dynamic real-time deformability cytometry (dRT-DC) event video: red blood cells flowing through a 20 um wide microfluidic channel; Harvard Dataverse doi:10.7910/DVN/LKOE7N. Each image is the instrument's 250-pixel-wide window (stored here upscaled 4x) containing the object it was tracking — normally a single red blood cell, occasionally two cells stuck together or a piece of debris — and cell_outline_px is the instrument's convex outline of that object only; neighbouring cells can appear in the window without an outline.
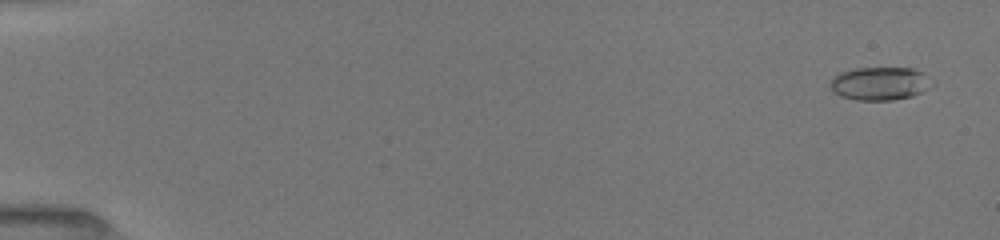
{"species": "common noctule bat (a hibernating species)", "species_latin": "Nyctalus noctula", "temperature_condition": "room temperature", "stored_images_in_passage": 53, "camera_frame_rate_fps": 3000, "um_per_image_px": 0.085, "animal": {"sex": "female", "body_mass_g": 19.5, "forearm_length_mm": 54.1}, "frame": {"image": 1, "passage_image": 3, "time_ms": 0.667, "image_size_px": [1000, 240], "cell_outline_px": [[928, 88], [912, 96], [892, 100], [856, 100], [840, 96], [832, 88], [832, 76], [840, 72], [856, 68], [912, 68], [920, 72], [928, 84]], "centroid_in_image_um": [74.69, 7.1], "position_along_channel_um": 10.3, "area_um2": 19.02}}
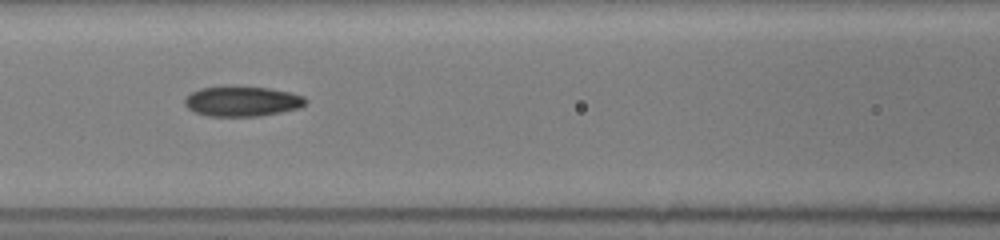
{"frame": {"image": 2, "passage_image": 25, "time_ms": 8.0, "image_size_px": [1000, 240], "cell_outline_px": [[308, 100], [300, 108], [260, 116], [208, 116], [196, 112], [188, 108], [184, 104], [184, 100], [192, 92], [200, 88], [228, 84], [232, 84], [268, 88], [288, 92], [304, 96]], "centroid_in_image_um": [20.57, 8.58], "position_along_channel_um": 146.0, "area_um2": 21.62}}
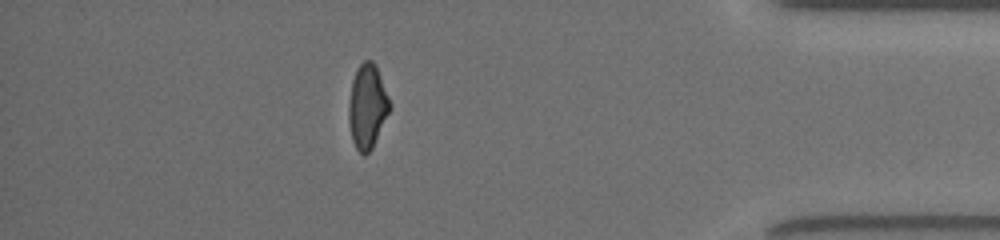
{"frame": {"image": 3, "passage_image": 47, "time_ms": 15.333, "image_size_px": [1000, 240], "cell_outline_px": [[392, 108], [372, 148], [364, 156], [356, 148], [352, 140], [348, 120], [348, 104], [352, 80], [356, 68], [364, 60], [372, 60], [376, 64], [392, 104]], "centroid_in_image_um": [31.23, 9.02], "position_along_channel_um": 404.0, "area_um2": 20.52}, "authors_computed_cell_mechanics": {"area_um2": 20.23, "velocity_mm_per_s": 4.001, "shape_relaxation_time_tau1_ms": 5.5037, "shape_relaxation_time_tau2_ms": 3.195, "deformation_change_tau1": 0.1701, "deformation_change_tau2": 0.0995}}